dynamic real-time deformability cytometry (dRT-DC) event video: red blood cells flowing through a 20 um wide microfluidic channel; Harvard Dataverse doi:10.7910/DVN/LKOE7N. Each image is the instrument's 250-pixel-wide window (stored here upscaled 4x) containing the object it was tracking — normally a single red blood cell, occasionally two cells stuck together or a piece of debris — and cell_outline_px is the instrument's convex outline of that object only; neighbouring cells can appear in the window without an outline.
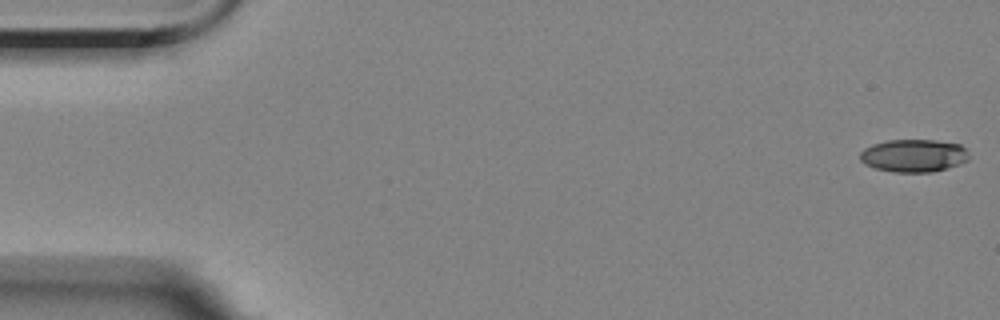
{"species": "Egyptian fruit bat (a non-hibernating species)", "species_latin": "Rousettus aegyptiacus", "temperature_condition": "room temperature", "stored_images_in_passage": 5, "camera_frame_rate_fps": 3000, "um_per_image_px": 0.085, "animal": {"sex": "female"}, "frame": {"image": 1, "passage_image": 1, "time_ms": 0.0, "image_size_px": [1000, 320], "cell_outline_px": [[968, 160], [960, 164], [948, 168], [932, 172], [892, 172], [876, 168], [864, 164], [860, 160], [860, 152], [864, 148], [872, 144], [888, 140], [936, 140], [960, 144], [964, 148], [968, 156]], "centroid_in_image_um": [77.65, 13.23], "position_along_channel_um": 7.4, "area_um2": 20.87}}
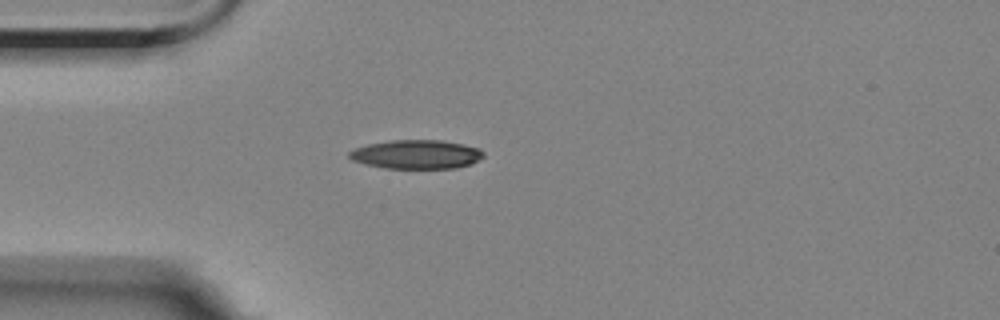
{"frame": {"image": 2, "passage_image": 5, "time_ms": 4.667, "image_size_px": [1000, 320], "cell_outline_px": [[484, 156], [472, 164], [456, 168], [384, 168], [352, 160], [348, 156], [348, 152], [356, 148], [368, 144], [392, 140], [440, 140], [464, 144], [480, 148], [484, 152]], "centroid_in_image_um": [35.44, 13.12], "position_along_channel_um": 49.6, "area_um2": 22.6}}